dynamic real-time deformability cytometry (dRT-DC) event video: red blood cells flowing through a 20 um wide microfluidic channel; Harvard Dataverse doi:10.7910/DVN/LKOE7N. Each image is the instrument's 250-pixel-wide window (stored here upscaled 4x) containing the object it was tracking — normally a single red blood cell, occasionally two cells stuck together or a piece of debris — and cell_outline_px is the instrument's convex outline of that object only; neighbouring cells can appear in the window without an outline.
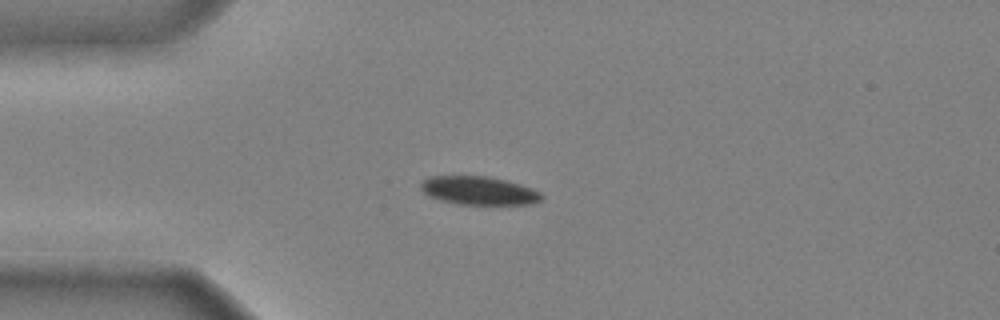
{"species": "common noctule bat (a hibernating species)", "species_latin": "Nyctalus noctula", "temperature_condition": "cold", "stored_images_in_passage": 37, "camera_frame_rate_fps": 3000, "um_per_image_px": 0.085, "animal": {"sex": "male", "body_mass_g": 20.4}, "frame": {"image": 1, "passage_image": 1, "time_ms": 0.0, "image_size_px": [1000, 320], "cell_outline_px": [[544, 196], [540, 200], [532, 204], [456, 204], [440, 200], [428, 196], [420, 188], [420, 184], [428, 176], [488, 176], [520, 184], [532, 188], [540, 192]], "centroid_in_image_um": [40.68, 16.2], "position_along_channel_um": 44.3, "area_um2": 20.0}}
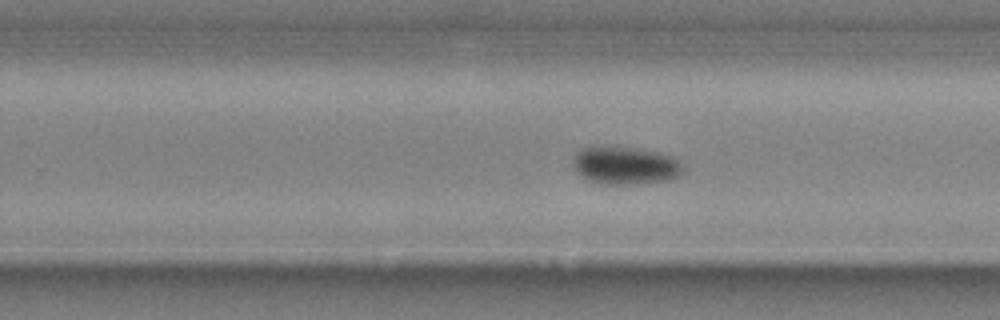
{"frame": {"image": 2, "passage_image": 20, "time_ms": 6.333, "image_size_px": [1000, 320], "cell_outline_px": [[684, 172], [680, 176], [668, 180], [636, 184], [608, 184], [588, 180], [576, 168], [576, 152], [580, 148], [636, 148], [660, 152], [676, 156], [680, 160], [684, 168]], "centroid_in_image_um": [53.31, 14.08], "position_along_channel_um": 276.5, "area_um2": 23.81}}
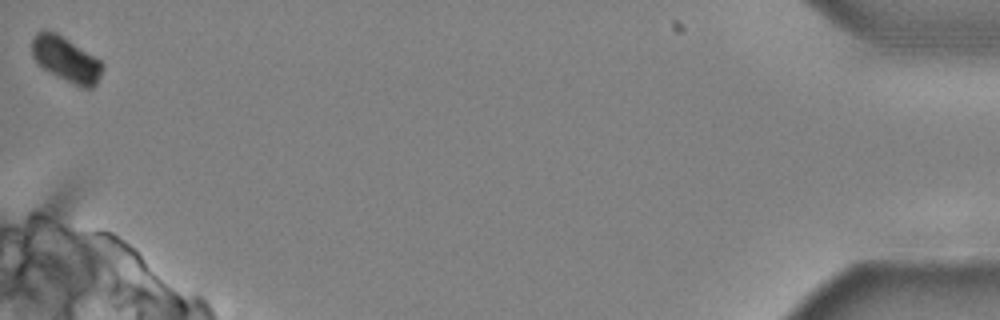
{"frame": {"image": 3, "passage_image": 37, "time_ms": 12.0, "image_size_px": [1000, 320], "cell_outline_px": [[104, 68], [96, 84], [92, 88], [84, 88], [48, 72], [32, 56], [32, 36], [40, 28], [44, 28], [56, 32], [100, 60], [104, 64]], "centroid_in_image_um": [5.59, 5.0], "position_along_channel_um": 429.6, "area_um2": 18.5}, "authors_computed_cell_mechanics": {"area_um2": 23.0044, "velocity_mm_per_s": 3.9532, "shape_relaxation_time_tau1_ms": 3.2358, "shape_relaxation_time_tau2_ms": null, "deformation_change_tau1": 0.125, "deformation_change_tau2": null}}